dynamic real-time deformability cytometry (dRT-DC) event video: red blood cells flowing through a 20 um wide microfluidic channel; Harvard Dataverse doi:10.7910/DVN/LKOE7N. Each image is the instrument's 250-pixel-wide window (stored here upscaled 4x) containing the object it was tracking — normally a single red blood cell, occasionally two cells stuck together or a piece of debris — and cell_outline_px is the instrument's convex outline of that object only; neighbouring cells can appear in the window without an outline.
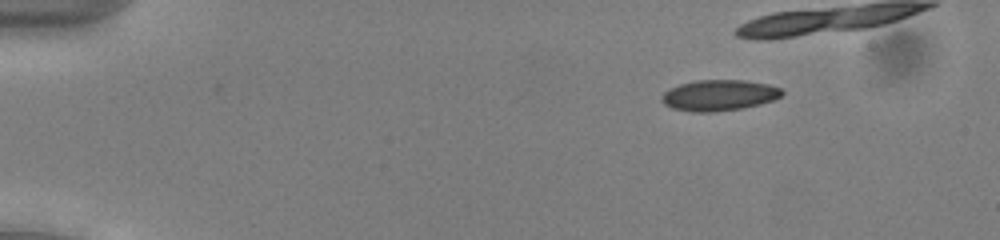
{"species": "common noctule bat (a hibernating species)", "species_latin": "Nyctalus noctula", "temperature_condition": "cold", "stored_images_in_passage": 36, "camera_frame_rate_fps": 3000, "um_per_image_px": 0.085, "animal": {"sex": "male", "body_mass_g": 13.0, "forearm_length_mm": 53.1}, "frame": {"image": 1, "passage_image": 1, "time_ms": 0.0, "image_size_px": [1000, 240], "cell_outline_px": [[784, 92], [780, 96], [772, 100], [760, 104], [744, 108], [716, 112], [692, 112], [672, 108], [664, 104], [660, 100], [660, 96], [668, 88], [680, 84], [696, 80], [744, 80], [768, 84], [780, 88]], "centroid_in_image_um": [61.08, 8.1], "position_along_channel_um": 23.9, "area_um2": 21.85}}
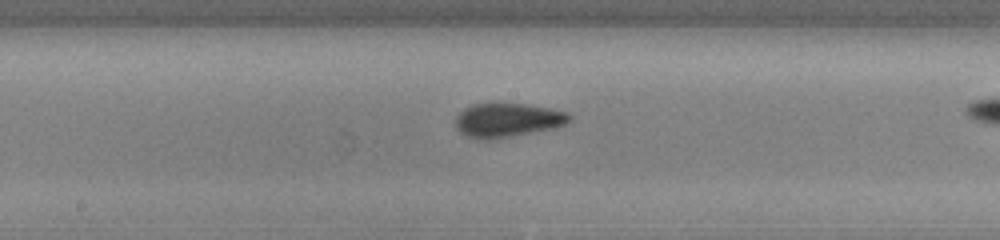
{"frame": {"image": 2, "passage_image": 22, "time_ms": 7.0, "image_size_px": [1000, 240], "cell_outline_px": [[572, 120], [556, 128], [488, 140], [480, 140], [468, 136], [460, 132], [456, 128], [456, 116], [464, 108], [472, 104], [496, 100], [528, 104], [552, 108], [568, 112], [572, 116]], "centroid_in_image_um": [43.14, 10.16], "position_along_channel_um": 205.1, "area_um2": 23.47}}
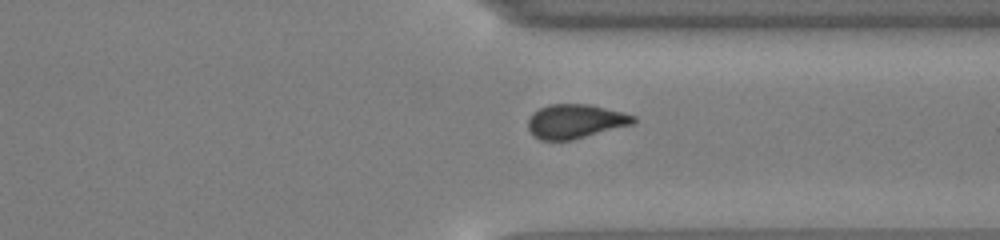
{"frame": {"image": 3, "passage_image": 34, "time_ms": 11.0, "image_size_px": [1000, 240], "cell_outline_px": [[636, 120], [632, 124], [572, 140], [540, 140], [528, 128], [528, 120], [532, 112], [548, 104], [588, 104], [636, 116]], "centroid_in_image_um": [48.87, 10.31], "position_along_channel_um": 362.5, "area_um2": 20.69}}